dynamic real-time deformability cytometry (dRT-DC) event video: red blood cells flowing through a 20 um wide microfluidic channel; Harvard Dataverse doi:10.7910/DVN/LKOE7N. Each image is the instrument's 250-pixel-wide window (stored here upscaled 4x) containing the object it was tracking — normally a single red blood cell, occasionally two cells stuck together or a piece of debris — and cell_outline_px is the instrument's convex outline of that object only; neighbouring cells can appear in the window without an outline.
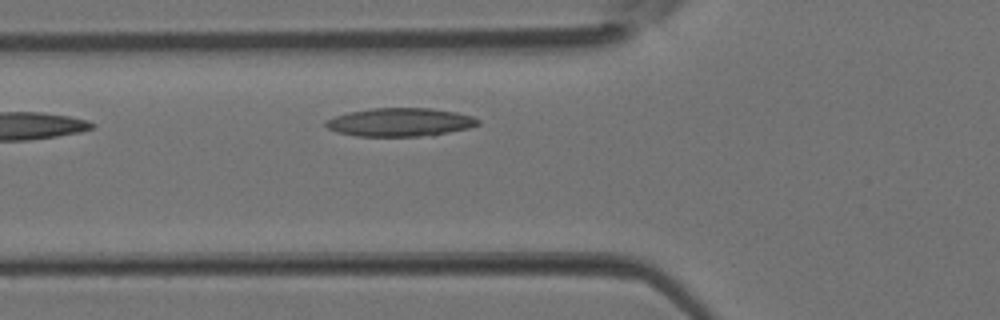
{"species": "Egyptian fruit bat (a non-hibernating species)", "species_latin": "Rousettus aegyptiacus", "temperature_condition": "room temperature", "stored_images_in_passage": 2, "camera_frame_rate_fps": 3000, "um_per_image_px": 0.085, "animal": {"sex": "female"}, "frame": {"image": 1, "passage_image": 2, "time_ms": 0.333, "image_size_px": [1000, 320], "cell_outline_px": [[480, 124], [468, 128], [432, 136], [356, 136], [336, 132], [328, 128], [324, 124], [328, 120], [336, 116], [348, 112], [372, 108], [432, 108], [456, 112], [472, 116], [480, 120]], "centroid_in_image_um": [34.04, 10.39], "position_along_channel_um": 91.8, "area_um2": 25.26}}